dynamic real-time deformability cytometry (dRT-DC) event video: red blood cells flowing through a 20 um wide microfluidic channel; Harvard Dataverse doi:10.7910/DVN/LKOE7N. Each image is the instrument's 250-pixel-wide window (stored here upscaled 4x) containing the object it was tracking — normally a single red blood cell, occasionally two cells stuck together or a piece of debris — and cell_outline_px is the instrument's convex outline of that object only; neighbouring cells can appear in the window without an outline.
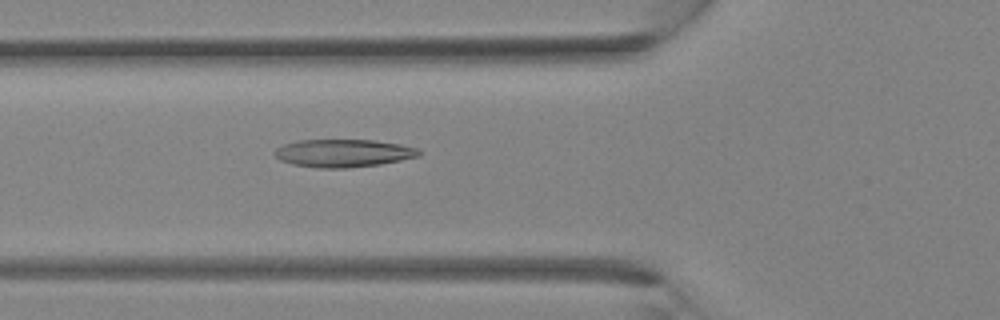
{"species": "Egyptian fruit bat (a non-hibernating species)", "species_latin": "Rousettus aegyptiacus", "temperature_condition": "room temperature", "stored_images_in_passage": 35, "camera_frame_rate_fps": 3000, "um_per_image_px": 0.085, "animal": {"sex": "female"}, "frame": {"image": 1, "passage_image": 13, "time_ms": 4.0, "image_size_px": [1000, 320], "cell_outline_px": [[420, 156], [380, 164], [348, 168], [316, 168], [292, 164], [280, 160], [272, 152], [276, 148], [284, 144], [300, 140], [372, 140], [400, 144], [420, 148]], "centroid_in_image_um": [29.18, 13.02], "position_along_channel_um": 96.6, "area_um2": 23.47}}
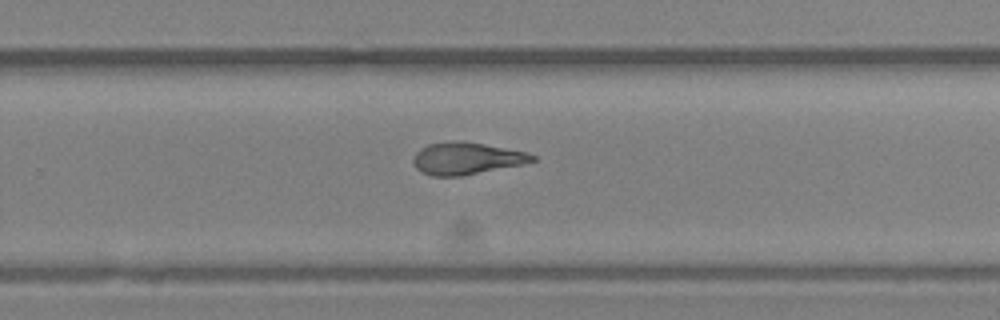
{"frame": {"image": 2, "passage_image": 23, "time_ms": 7.333, "image_size_px": [1000, 320], "cell_outline_px": [[536, 160], [524, 164], [460, 176], [432, 176], [420, 172], [416, 168], [412, 160], [416, 152], [420, 148], [428, 144], [456, 140], [460, 140], [484, 144], [524, 152], [536, 156]], "centroid_in_image_um": [39.61, 13.47], "position_along_channel_um": 290.2, "area_um2": 22.2}}
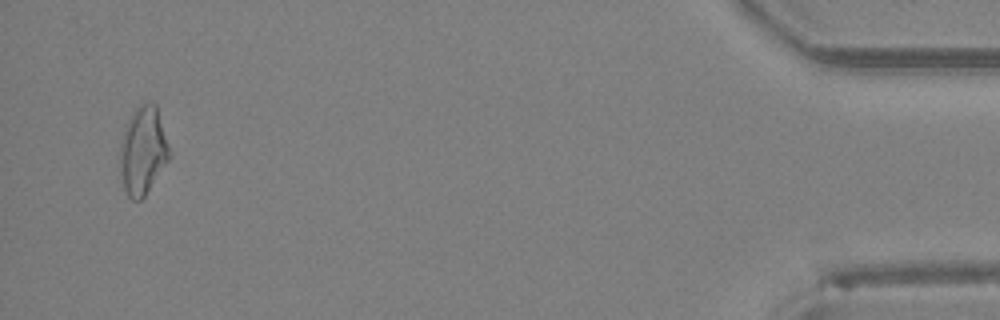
{"frame": {"image": 3, "passage_image": 34, "time_ms": 11.0, "image_size_px": [1000, 320], "cell_outline_px": [[172, 156], [144, 196], [140, 200], [132, 200], [128, 196], [124, 188], [120, 172], [120, 144], [124, 132], [132, 112], [140, 104], [156, 104]], "centroid_in_image_um": [12.16, 12.83], "position_along_channel_um": 423.0, "area_um2": 25.03}}